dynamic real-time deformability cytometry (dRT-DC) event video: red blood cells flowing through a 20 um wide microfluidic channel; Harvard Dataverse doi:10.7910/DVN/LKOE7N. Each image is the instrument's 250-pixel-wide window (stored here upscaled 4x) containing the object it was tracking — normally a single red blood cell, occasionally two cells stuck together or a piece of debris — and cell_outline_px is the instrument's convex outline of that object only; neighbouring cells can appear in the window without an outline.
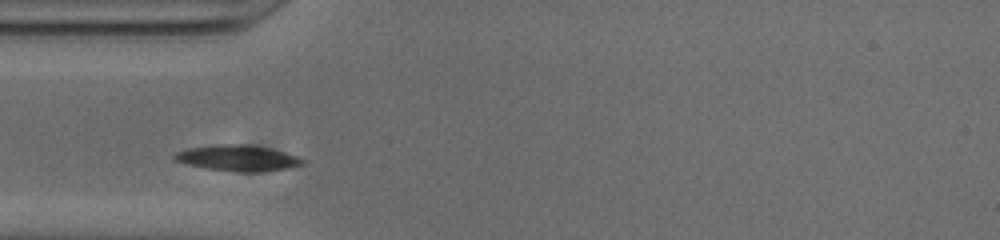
{"species": "common noctule bat (a hibernating species)", "species_latin": "Nyctalus noctula", "temperature_condition": "cold", "stored_images_in_passage": 36, "camera_frame_rate_fps": 3000, "um_per_image_px": 0.085, "animal": {"sex": "male", "body_mass_g": 20.0, "forearm_length_mm": 53.3}, "frame": {"image": 1, "passage_image": 7, "time_ms": 2.0, "image_size_px": [1000, 240], "cell_outline_px": [[304, 164], [292, 168], [260, 172], [236, 172], [208, 168], [184, 164], [176, 160], [172, 156], [176, 152], [188, 148], [216, 144], [248, 144], [268, 148], [284, 152], [296, 156], [304, 160]], "centroid_in_image_um": [20.21, 13.44], "position_along_channel_um": 64.8, "area_um2": 19.42}}
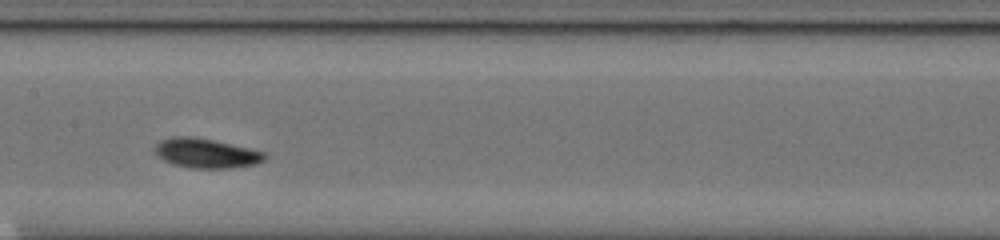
{"frame": {"image": 2, "passage_image": 17, "time_ms": 5.333, "image_size_px": [1000, 240], "cell_outline_px": [[268, 156], [264, 160], [256, 164], [232, 168], [192, 168], [172, 164], [164, 160], [156, 152], [156, 144], [160, 140], [172, 136], [192, 136], [212, 140], [248, 148], [264, 152]], "centroid_in_image_um": [17.53, 13.03], "position_along_channel_um": 189.9, "area_um2": 18.73}}
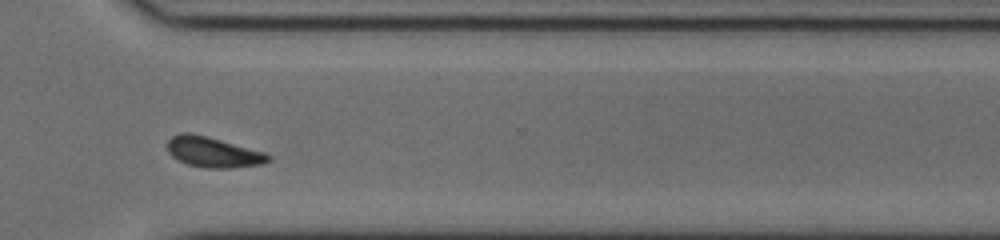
{"frame": {"image": 3, "passage_image": 30, "time_ms": 9.667, "image_size_px": [1000, 240], "cell_outline_px": [[272, 160], [260, 164], [232, 168], [204, 168], [188, 164], [172, 156], [168, 152], [168, 140], [172, 136], [180, 132], [188, 132], [208, 136], [268, 152], [272, 156]], "centroid_in_image_um": [18.17, 12.92], "position_along_channel_um": 352.4, "area_um2": 18.15}, "authors_computed_cell_mechanics": {"area_um2": 17.8024, "velocity_mm_per_s": 3.749, "shape_relaxation_time_tau1_ms": 1.6935, "shape_relaxation_time_tau2_ms": null, "deformation_change_tau1": 0.0849, "deformation_change_tau2": null}}